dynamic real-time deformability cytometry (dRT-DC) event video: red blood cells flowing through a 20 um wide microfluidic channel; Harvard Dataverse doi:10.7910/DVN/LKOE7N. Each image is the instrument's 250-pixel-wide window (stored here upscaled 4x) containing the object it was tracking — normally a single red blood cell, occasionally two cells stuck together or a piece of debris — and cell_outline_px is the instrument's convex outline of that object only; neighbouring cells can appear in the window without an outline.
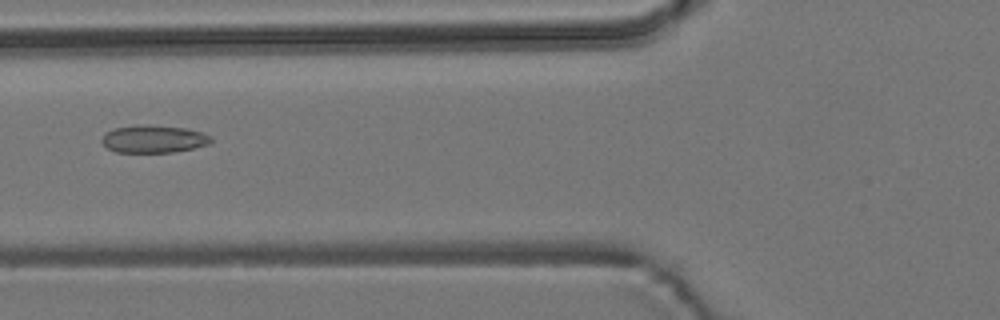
{"species": "common noctule bat (a hibernating species)", "species_latin": "Nyctalus noctula", "temperature_condition": "room temperature", "stored_images_in_passage": 45, "camera_frame_rate_fps": 3000, "um_per_image_px": 0.085, "animal": {"sex": "male", "body_mass_g": 19.2, "forearm_length_mm": 51.8}, "frame": {"image": 1, "passage_image": 11, "time_ms": 3.333, "image_size_px": [1000, 320], "cell_outline_px": [[212, 140], [208, 144], [192, 148], [172, 152], [116, 152], [108, 148], [100, 140], [104, 132], [116, 128], [136, 124], [184, 128], [200, 132], [212, 136]], "centroid_in_image_um": [13.01, 11.81], "position_along_channel_um": 112.8, "area_um2": 17.4}}
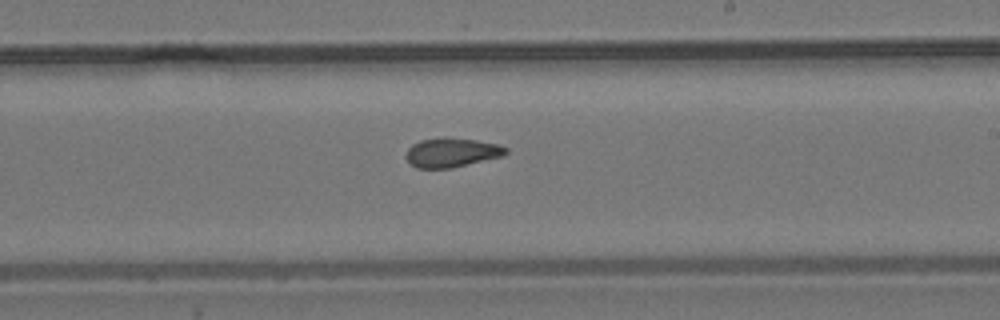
{"frame": {"image": 2, "passage_image": 22, "time_ms": 7.0, "image_size_px": [1000, 320], "cell_outline_px": [[508, 152], [504, 156], [452, 168], [416, 168], [404, 156], [408, 148], [412, 144], [420, 140], [444, 136], [476, 140], [500, 144], [508, 148]], "centroid_in_image_um": [38.41, 12.95], "position_along_channel_um": 250.6, "area_um2": 17.34}}
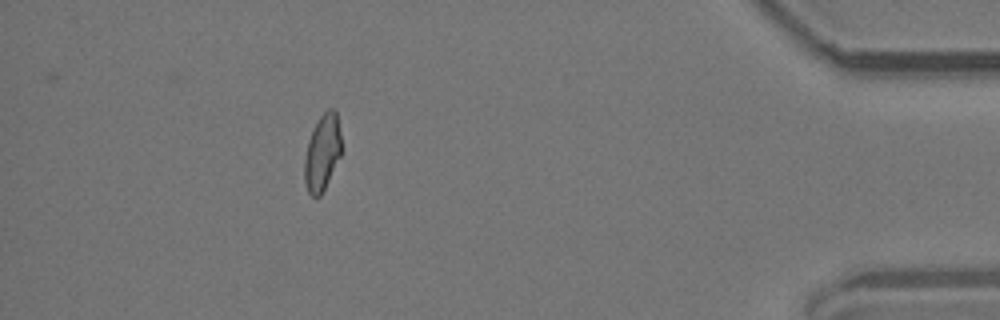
{"frame": {"image": 3, "passage_image": 39, "time_ms": 12.667, "image_size_px": [1000, 320], "cell_outline_px": [[340, 156], [320, 196], [312, 196], [308, 192], [304, 180], [304, 160], [308, 140], [320, 116], [328, 108], [336, 108], [340, 132]], "centroid_in_image_um": [27.38, 12.94], "position_along_channel_um": 407.8, "area_um2": 16.13}, "authors_computed_cell_mechanics": {"area_um2": 17.2244, "velocity_mm_per_s": 3.764, "shape_relaxation_time_tau1_ms": null, "shape_relaxation_time_tau2_ms": 2.7135, "deformation_change_tau1": null, "deformation_change_tau2": 0.0849}}